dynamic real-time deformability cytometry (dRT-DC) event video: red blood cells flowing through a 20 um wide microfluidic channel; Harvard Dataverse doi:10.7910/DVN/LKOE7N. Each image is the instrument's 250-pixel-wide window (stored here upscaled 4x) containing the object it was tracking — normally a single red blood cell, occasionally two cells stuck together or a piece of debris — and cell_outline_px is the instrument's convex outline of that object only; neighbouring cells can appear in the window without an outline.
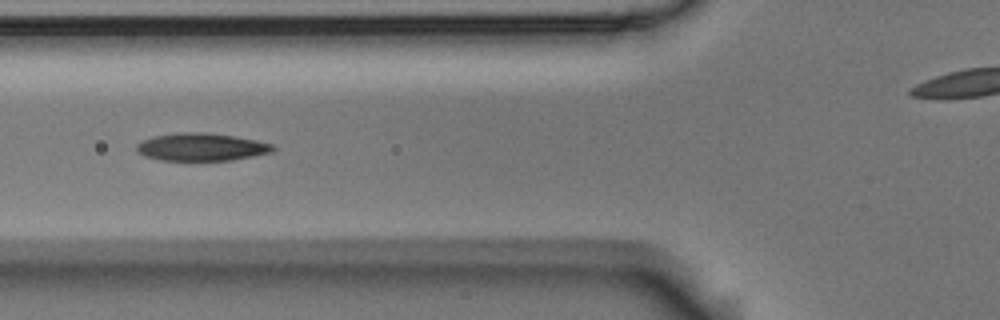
{"species": "Egyptian fruit bat (a non-hibernating species)", "species_latin": "Rousettus aegyptiacus", "temperature_condition": "room temperature", "stored_images_in_passage": 5, "camera_frame_rate_fps": 3000, "um_per_image_px": 0.085, "animal": {"sex": "male"}, "frame": {"image": 1, "passage_image": 5, "time_ms": 1.333, "image_size_px": [1000, 320], "cell_outline_px": [[276, 148], [272, 152], [232, 160], [160, 160], [144, 156], [136, 152], [136, 144], [152, 136], [176, 132], [208, 132], [236, 136], [256, 140], [272, 144]], "centroid_in_image_um": [17.09, 12.48], "position_along_channel_um": 108.7, "area_um2": 22.2}}